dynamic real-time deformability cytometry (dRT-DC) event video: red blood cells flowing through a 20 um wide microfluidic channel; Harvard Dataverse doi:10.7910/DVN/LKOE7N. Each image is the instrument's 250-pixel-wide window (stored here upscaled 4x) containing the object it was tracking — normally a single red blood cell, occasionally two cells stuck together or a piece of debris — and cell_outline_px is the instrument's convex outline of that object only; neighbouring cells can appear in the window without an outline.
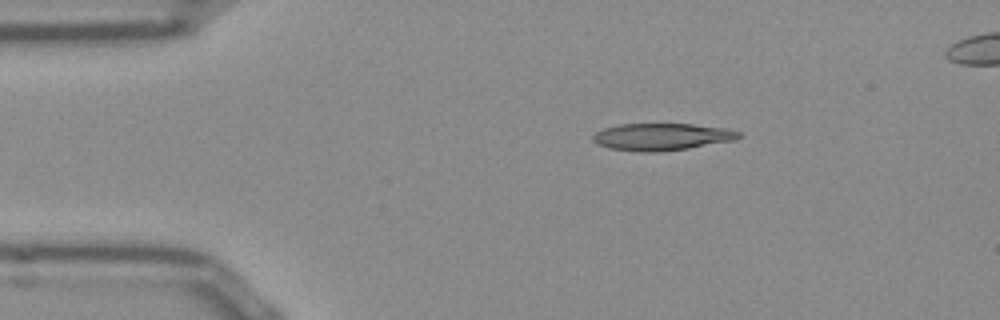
{"species": "Egyptian fruit bat (a non-hibernating species)", "species_latin": "Rousettus aegyptiacus", "temperature_condition": "room temperature", "stored_images_in_passage": 43, "camera_frame_rate_fps": 3000, "um_per_image_px": 0.085, "frame": {"image": 1, "passage_image": 1, "time_ms": 0.0, "image_size_px": [1000, 320], "cell_outline_px": [[740, 136], [736, 140], [688, 148], [660, 152], [636, 152], [608, 148], [596, 144], [592, 140], [592, 136], [596, 132], [604, 128], [620, 124], [692, 124], [728, 128], [740, 132]], "centroid_in_image_um": [56.23, 11.63], "position_along_channel_um": 28.8, "area_um2": 23.24}}
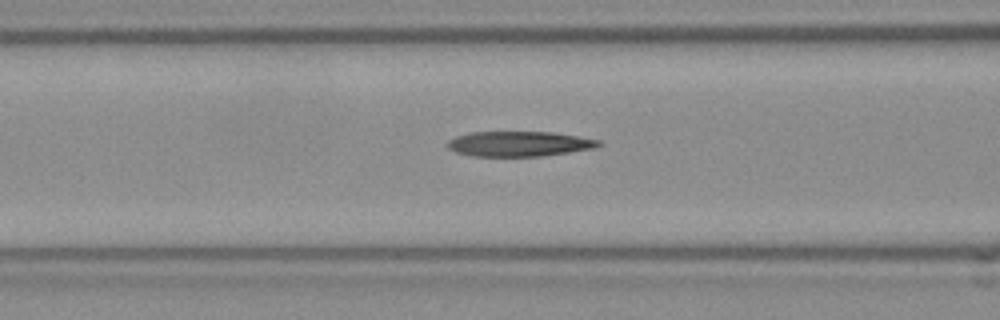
{"frame": {"image": 2, "passage_image": 12, "time_ms": 3.667, "image_size_px": [1000, 320], "cell_outline_px": [[604, 144], [596, 148], [544, 156], [472, 156], [456, 152], [448, 148], [444, 144], [448, 140], [456, 136], [468, 132], [552, 132], [600, 140]], "centroid_in_image_um": [44.12, 12.23], "position_along_channel_um": 122.5, "area_um2": 22.31}}
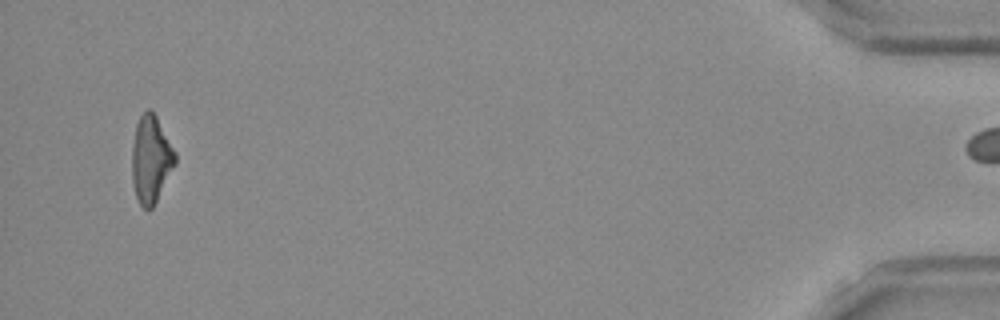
{"frame": {"image": 3, "passage_image": 42, "time_ms": 13.667, "image_size_px": [1000, 320], "cell_outline_px": [[176, 164], [152, 208], [144, 208], [140, 204], [136, 196], [132, 180], [132, 144], [136, 124], [140, 116], [148, 108], [156, 116], [176, 152]], "centroid_in_image_um": [12.83, 13.53], "position_along_channel_um": 422.4, "area_um2": 21.79}, "authors_computed_cell_mechanics": {"area_um2": 22.6576, "velocity_mm_per_s": 3.8686, "shape_relaxation_time_tau1_ms": null, "shape_relaxation_time_tau2_ms": 3.4461, "deformation_change_tau1": null, "deformation_change_tau2": 0.1632}}